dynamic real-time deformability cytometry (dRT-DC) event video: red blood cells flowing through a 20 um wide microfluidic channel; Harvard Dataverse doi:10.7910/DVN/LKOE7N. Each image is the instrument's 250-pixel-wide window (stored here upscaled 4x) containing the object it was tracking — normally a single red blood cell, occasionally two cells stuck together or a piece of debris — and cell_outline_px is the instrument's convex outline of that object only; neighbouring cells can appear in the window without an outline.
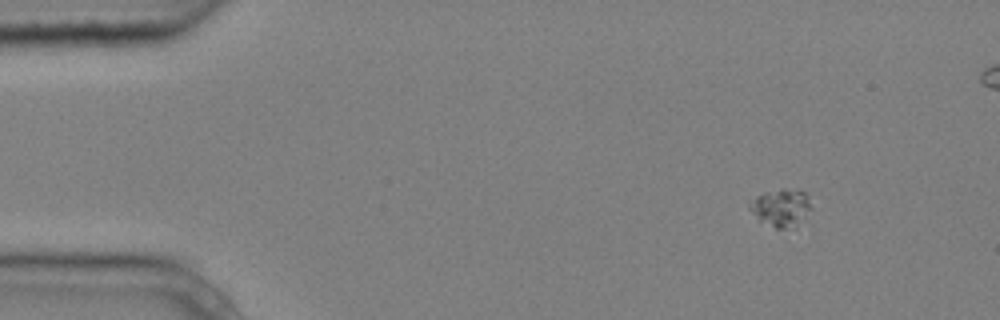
{"species": "common noctule bat (a hibernating species)", "species_latin": "Nyctalus noctula", "temperature_condition": "cold", "stored_images_in_passage": 4, "camera_frame_rate_fps": 3000, "um_per_image_px": 0.085, "animal": {"sex": "male", "body_mass_g": 20.4}, "frame": {"image": 1, "passage_image": 1, "time_ms": 0.0, "image_size_px": [1000, 320], "cell_outline_px": [[812, 208], [796, 228], [776, 228], [760, 220], [748, 208], [748, 204], [756, 196], [764, 192], [780, 188], [784, 188], [804, 192], [808, 196]], "centroid_in_image_um": [66.4, 17.65], "position_along_channel_um": 18.6, "area_um2": 13.53}}